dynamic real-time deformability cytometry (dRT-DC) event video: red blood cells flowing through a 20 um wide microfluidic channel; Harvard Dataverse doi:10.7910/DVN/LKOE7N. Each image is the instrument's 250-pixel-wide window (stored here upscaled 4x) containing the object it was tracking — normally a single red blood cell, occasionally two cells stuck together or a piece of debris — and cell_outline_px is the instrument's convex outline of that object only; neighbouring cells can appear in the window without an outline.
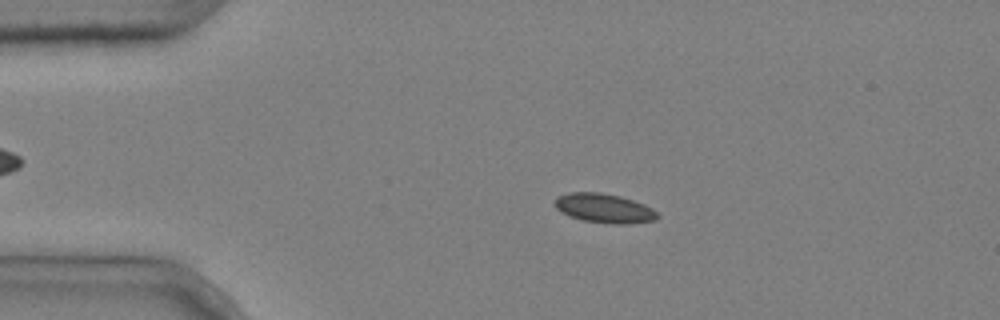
{"species": "common noctule bat (a hibernating species)", "species_latin": "Nyctalus noctula", "temperature_condition": "cold", "stored_images_in_passage": 6, "camera_frame_rate_fps": 3000, "um_per_image_px": 0.085, "animal": {"sex": "male", "body_mass_g": 20.4}, "frame": {"image": 1, "passage_image": 3, "time_ms": 0.667, "image_size_px": [1000, 320], "cell_outline_px": [[660, 216], [656, 220], [628, 224], [612, 224], [584, 220], [568, 216], [560, 212], [552, 204], [552, 200], [556, 196], [568, 192], [600, 192], [620, 196], [644, 204], [652, 208]], "centroid_in_image_um": [51.3, 17.69], "position_along_channel_um": 33.7, "area_um2": 17.8}}
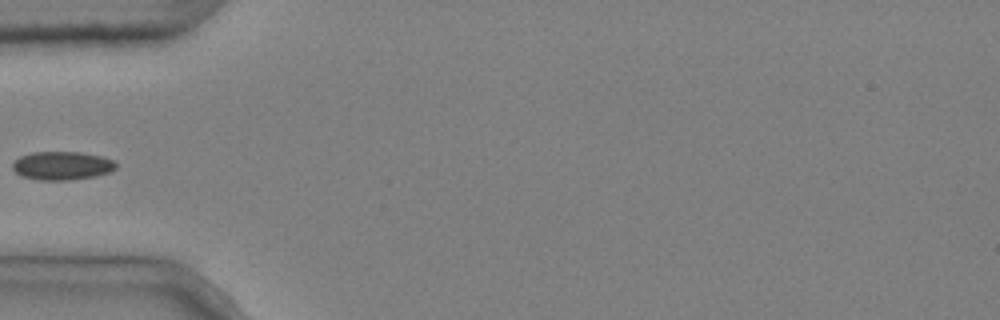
{"frame": {"image": 2, "passage_image": 5, "time_ms": 1.333, "image_size_px": [1000, 320], "cell_outline_px": [[116, 168], [112, 172], [96, 176], [68, 180], [40, 180], [24, 176], [16, 172], [12, 168], [12, 164], [20, 156], [32, 152], [80, 152], [104, 156], [112, 160], [116, 164]], "centroid_in_image_um": [5.31, 14.07], "position_along_channel_um": 79.7, "area_um2": 17.17}}